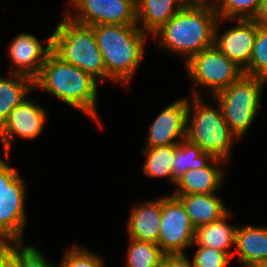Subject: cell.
Returning <instances> with one entry per match:
<instances>
[{
    "label": "cell",
    "mask_w": 267,
    "mask_h": 267,
    "mask_svg": "<svg viewBox=\"0 0 267 267\" xmlns=\"http://www.w3.org/2000/svg\"><path fill=\"white\" fill-rule=\"evenodd\" d=\"M267 81L243 74L226 89L217 92L215 100L222 110L230 131L240 140L257 118Z\"/></svg>",
    "instance_id": "8992f818"
},
{
    "label": "cell",
    "mask_w": 267,
    "mask_h": 267,
    "mask_svg": "<svg viewBox=\"0 0 267 267\" xmlns=\"http://www.w3.org/2000/svg\"><path fill=\"white\" fill-rule=\"evenodd\" d=\"M1 267H20V242L1 244Z\"/></svg>",
    "instance_id": "f546056e"
},
{
    "label": "cell",
    "mask_w": 267,
    "mask_h": 267,
    "mask_svg": "<svg viewBox=\"0 0 267 267\" xmlns=\"http://www.w3.org/2000/svg\"><path fill=\"white\" fill-rule=\"evenodd\" d=\"M228 162L214 157L206 166L189 169L176 182L171 195L211 194L224 187V168Z\"/></svg>",
    "instance_id": "9a60e30c"
},
{
    "label": "cell",
    "mask_w": 267,
    "mask_h": 267,
    "mask_svg": "<svg viewBox=\"0 0 267 267\" xmlns=\"http://www.w3.org/2000/svg\"><path fill=\"white\" fill-rule=\"evenodd\" d=\"M233 212L229 211L221 219L195 229L192 246L211 247L227 252L233 257L237 225L229 224ZM234 246V247H233Z\"/></svg>",
    "instance_id": "ffe728a7"
},
{
    "label": "cell",
    "mask_w": 267,
    "mask_h": 267,
    "mask_svg": "<svg viewBox=\"0 0 267 267\" xmlns=\"http://www.w3.org/2000/svg\"><path fill=\"white\" fill-rule=\"evenodd\" d=\"M233 256L245 267L256 262H267V226L238 225Z\"/></svg>",
    "instance_id": "d6986e66"
},
{
    "label": "cell",
    "mask_w": 267,
    "mask_h": 267,
    "mask_svg": "<svg viewBox=\"0 0 267 267\" xmlns=\"http://www.w3.org/2000/svg\"><path fill=\"white\" fill-rule=\"evenodd\" d=\"M20 174L0 192V244L23 242L28 224L26 183Z\"/></svg>",
    "instance_id": "8fae6325"
},
{
    "label": "cell",
    "mask_w": 267,
    "mask_h": 267,
    "mask_svg": "<svg viewBox=\"0 0 267 267\" xmlns=\"http://www.w3.org/2000/svg\"><path fill=\"white\" fill-rule=\"evenodd\" d=\"M0 267H1V244H0Z\"/></svg>",
    "instance_id": "e575fe53"
},
{
    "label": "cell",
    "mask_w": 267,
    "mask_h": 267,
    "mask_svg": "<svg viewBox=\"0 0 267 267\" xmlns=\"http://www.w3.org/2000/svg\"><path fill=\"white\" fill-rule=\"evenodd\" d=\"M124 267H155L165 256L158 244L129 238Z\"/></svg>",
    "instance_id": "cb8c5ba5"
},
{
    "label": "cell",
    "mask_w": 267,
    "mask_h": 267,
    "mask_svg": "<svg viewBox=\"0 0 267 267\" xmlns=\"http://www.w3.org/2000/svg\"><path fill=\"white\" fill-rule=\"evenodd\" d=\"M99 81L80 68L49 54L34 78V89L51 94L66 105L93 119L103 129L98 116Z\"/></svg>",
    "instance_id": "7a4b0ae2"
},
{
    "label": "cell",
    "mask_w": 267,
    "mask_h": 267,
    "mask_svg": "<svg viewBox=\"0 0 267 267\" xmlns=\"http://www.w3.org/2000/svg\"><path fill=\"white\" fill-rule=\"evenodd\" d=\"M218 18L227 19H253L261 0H210Z\"/></svg>",
    "instance_id": "d4e9b609"
},
{
    "label": "cell",
    "mask_w": 267,
    "mask_h": 267,
    "mask_svg": "<svg viewBox=\"0 0 267 267\" xmlns=\"http://www.w3.org/2000/svg\"><path fill=\"white\" fill-rule=\"evenodd\" d=\"M244 74L267 81V27L258 25L249 67Z\"/></svg>",
    "instance_id": "484cf974"
},
{
    "label": "cell",
    "mask_w": 267,
    "mask_h": 267,
    "mask_svg": "<svg viewBox=\"0 0 267 267\" xmlns=\"http://www.w3.org/2000/svg\"><path fill=\"white\" fill-rule=\"evenodd\" d=\"M128 217V238L158 243L161 222V197L134 205Z\"/></svg>",
    "instance_id": "2e32d148"
},
{
    "label": "cell",
    "mask_w": 267,
    "mask_h": 267,
    "mask_svg": "<svg viewBox=\"0 0 267 267\" xmlns=\"http://www.w3.org/2000/svg\"><path fill=\"white\" fill-rule=\"evenodd\" d=\"M34 89V79L23 74L0 76V125L11 111L21 104Z\"/></svg>",
    "instance_id": "44dd1931"
},
{
    "label": "cell",
    "mask_w": 267,
    "mask_h": 267,
    "mask_svg": "<svg viewBox=\"0 0 267 267\" xmlns=\"http://www.w3.org/2000/svg\"><path fill=\"white\" fill-rule=\"evenodd\" d=\"M253 20L262 27H267V0H261L258 11Z\"/></svg>",
    "instance_id": "d6a6232c"
},
{
    "label": "cell",
    "mask_w": 267,
    "mask_h": 267,
    "mask_svg": "<svg viewBox=\"0 0 267 267\" xmlns=\"http://www.w3.org/2000/svg\"><path fill=\"white\" fill-rule=\"evenodd\" d=\"M192 93V99H188L186 139L213 157L229 162L233 143L239 139L230 131L216 101V107L209 106L196 88Z\"/></svg>",
    "instance_id": "277c9868"
},
{
    "label": "cell",
    "mask_w": 267,
    "mask_h": 267,
    "mask_svg": "<svg viewBox=\"0 0 267 267\" xmlns=\"http://www.w3.org/2000/svg\"><path fill=\"white\" fill-rule=\"evenodd\" d=\"M187 111V96L164 107L149 127L145 147L180 144L186 139Z\"/></svg>",
    "instance_id": "4fadbf2b"
},
{
    "label": "cell",
    "mask_w": 267,
    "mask_h": 267,
    "mask_svg": "<svg viewBox=\"0 0 267 267\" xmlns=\"http://www.w3.org/2000/svg\"><path fill=\"white\" fill-rule=\"evenodd\" d=\"M195 247L198 248L192 258L194 267H228L232 261L227 252L211 247Z\"/></svg>",
    "instance_id": "83f0119b"
},
{
    "label": "cell",
    "mask_w": 267,
    "mask_h": 267,
    "mask_svg": "<svg viewBox=\"0 0 267 267\" xmlns=\"http://www.w3.org/2000/svg\"><path fill=\"white\" fill-rule=\"evenodd\" d=\"M68 3L71 9L65 15L83 25L136 24V0H68Z\"/></svg>",
    "instance_id": "9c48e42d"
},
{
    "label": "cell",
    "mask_w": 267,
    "mask_h": 267,
    "mask_svg": "<svg viewBox=\"0 0 267 267\" xmlns=\"http://www.w3.org/2000/svg\"><path fill=\"white\" fill-rule=\"evenodd\" d=\"M187 78L197 89L205 87L210 98L232 83L236 82L243 74L232 60L226 57L214 45L192 56L184 63Z\"/></svg>",
    "instance_id": "52a82bcc"
},
{
    "label": "cell",
    "mask_w": 267,
    "mask_h": 267,
    "mask_svg": "<svg viewBox=\"0 0 267 267\" xmlns=\"http://www.w3.org/2000/svg\"><path fill=\"white\" fill-rule=\"evenodd\" d=\"M107 74L119 85H129L146 52L145 34L136 24L92 25Z\"/></svg>",
    "instance_id": "3957f363"
},
{
    "label": "cell",
    "mask_w": 267,
    "mask_h": 267,
    "mask_svg": "<svg viewBox=\"0 0 267 267\" xmlns=\"http://www.w3.org/2000/svg\"><path fill=\"white\" fill-rule=\"evenodd\" d=\"M20 267H57L46 256L29 243L20 242Z\"/></svg>",
    "instance_id": "f1b7e54d"
},
{
    "label": "cell",
    "mask_w": 267,
    "mask_h": 267,
    "mask_svg": "<svg viewBox=\"0 0 267 267\" xmlns=\"http://www.w3.org/2000/svg\"><path fill=\"white\" fill-rule=\"evenodd\" d=\"M45 46L30 33H20L8 46V58L12 61L9 73L23 74L34 79L52 52V35L46 39Z\"/></svg>",
    "instance_id": "5bb4252c"
},
{
    "label": "cell",
    "mask_w": 267,
    "mask_h": 267,
    "mask_svg": "<svg viewBox=\"0 0 267 267\" xmlns=\"http://www.w3.org/2000/svg\"><path fill=\"white\" fill-rule=\"evenodd\" d=\"M9 154H4V160L0 157V192H2L18 175L19 172L10 166Z\"/></svg>",
    "instance_id": "4dcf8cb0"
},
{
    "label": "cell",
    "mask_w": 267,
    "mask_h": 267,
    "mask_svg": "<svg viewBox=\"0 0 267 267\" xmlns=\"http://www.w3.org/2000/svg\"><path fill=\"white\" fill-rule=\"evenodd\" d=\"M227 19L218 18L214 31V46L232 60L243 72L249 67L258 24L253 19H231L236 25L220 34Z\"/></svg>",
    "instance_id": "7c38bea8"
},
{
    "label": "cell",
    "mask_w": 267,
    "mask_h": 267,
    "mask_svg": "<svg viewBox=\"0 0 267 267\" xmlns=\"http://www.w3.org/2000/svg\"><path fill=\"white\" fill-rule=\"evenodd\" d=\"M155 267H194L186 254L165 255Z\"/></svg>",
    "instance_id": "1f68e13d"
},
{
    "label": "cell",
    "mask_w": 267,
    "mask_h": 267,
    "mask_svg": "<svg viewBox=\"0 0 267 267\" xmlns=\"http://www.w3.org/2000/svg\"><path fill=\"white\" fill-rule=\"evenodd\" d=\"M176 151V144L158 146L154 148L145 147L142 151L144 163L142 171L150 178H166L174 186V173L172 160Z\"/></svg>",
    "instance_id": "7402d4cb"
},
{
    "label": "cell",
    "mask_w": 267,
    "mask_h": 267,
    "mask_svg": "<svg viewBox=\"0 0 267 267\" xmlns=\"http://www.w3.org/2000/svg\"><path fill=\"white\" fill-rule=\"evenodd\" d=\"M190 0H136V25L152 36Z\"/></svg>",
    "instance_id": "e0dca14e"
},
{
    "label": "cell",
    "mask_w": 267,
    "mask_h": 267,
    "mask_svg": "<svg viewBox=\"0 0 267 267\" xmlns=\"http://www.w3.org/2000/svg\"><path fill=\"white\" fill-rule=\"evenodd\" d=\"M56 25L52 35V52L64 62L70 63L92 75L101 83L110 80L103 56L97 45L91 26L74 22L67 15Z\"/></svg>",
    "instance_id": "5b68a950"
},
{
    "label": "cell",
    "mask_w": 267,
    "mask_h": 267,
    "mask_svg": "<svg viewBox=\"0 0 267 267\" xmlns=\"http://www.w3.org/2000/svg\"><path fill=\"white\" fill-rule=\"evenodd\" d=\"M57 267H105L103 258L77 243L68 248Z\"/></svg>",
    "instance_id": "4316f807"
},
{
    "label": "cell",
    "mask_w": 267,
    "mask_h": 267,
    "mask_svg": "<svg viewBox=\"0 0 267 267\" xmlns=\"http://www.w3.org/2000/svg\"><path fill=\"white\" fill-rule=\"evenodd\" d=\"M46 109L29 97L11 111L0 125V143L4 154H11V146L17 140L15 136L35 140L41 135L47 120Z\"/></svg>",
    "instance_id": "30bf717a"
},
{
    "label": "cell",
    "mask_w": 267,
    "mask_h": 267,
    "mask_svg": "<svg viewBox=\"0 0 267 267\" xmlns=\"http://www.w3.org/2000/svg\"><path fill=\"white\" fill-rule=\"evenodd\" d=\"M218 15L210 0H190L150 38L159 48L181 56L185 63L214 45Z\"/></svg>",
    "instance_id": "6da1fadb"
},
{
    "label": "cell",
    "mask_w": 267,
    "mask_h": 267,
    "mask_svg": "<svg viewBox=\"0 0 267 267\" xmlns=\"http://www.w3.org/2000/svg\"><path fill=\"white\" fill-rule=\"evenodd\" d=\"M195 228L185 207L174 196L161 197V222L158 246L165 255L186 254L194 243Z\"/></svg>",
    "instance_id": "ba28073f"
},
{
    "label": "cell",
    "mask_w": 267,
    "mask_h": 267,
    "mask_svg": "<svg viewBox=\"0 0 267 267\" xmlns=\"http://www.w3.org/2000/svg\"><path fill=\"white\" fill-rule=\"evenodd\" d=\"M245 267H267V262H256V263L249 264Z\"/></svg>",
    "instance_id": "836d02e7"
},
{
    "label": "cell",
    "mask_w": 267,
    "mask_h": 267,
    "mask_svg": "<svg viewBox=\"0 0 267 267\" xmlns=\"http://www.w3.org/2000/svg\"><path fill=\"white\" fill-rule=\"evenodd\" d=\"M214 157L204 152L198 145L184 139L176 144V151L173 158L174 186L177 180L189 169H197L206 166Z\"/></svg>",
    "instance_id": "603a6c76"
},
{
    "label": "cell",
    "mask_w": 267,
    "mask_h": 267,
    "mask_svg": "<svg viewBox=\"0 0 267 267\" xmlns=\"http://www.w3.org/2000/svg\"><path fill=\"white\" fill-rule=\"evenodd\" d=\"M172 196L185 207L195 229L221 219L230 211L224 205L223 199L216 193Z\"/></svg>",
    "instance_id": "ac0fdd59"
}]
</instances>
